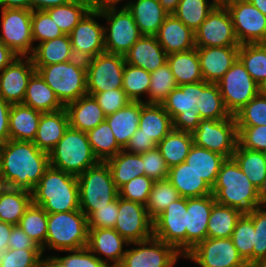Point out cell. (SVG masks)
I'll return each mask as SVG.
<instances>
[{"mask_svg": "<svg viewBox=\"0 0 266 267\" xmlns=\"http://www.w3.org/2000/svg\"><path fill=\"white\" fill-rule=\"evenodd\" d=\"M49 167V153L32 141L8 140L0 145V181L6 187L31 192Z\"/></svg>", "mask_w": 266, "mask_h": 267, "instance_id": "obj_1", "label": "cell"}, {"mask_svg": "<svg viewBox=\"0 0 266 267\" xmlns=\"http://www.w3.org/2000/svg\"><path fill=\"white\" fill-rule=\"evenodd\" d=\"M31 194L32 203L41 206L47 213L80 210L78 177L51 166Z\"/></svg>", "mask_w": 266, "mask_h": 267, "instance_id": "obj_2", "label": "cell"}, {"mask_svg": "<svg viewBox=\"0 0 266 267\" xmlns=\"http://www.w3.org/2000/svg\"><path fill=\"white\" fill-rule=\"evenodd\" d=\"M212 195L217 203L239 209L242 213L261 206L259 190L233 158H227L222 163L212 187Z\"/></svg>", "mask_w": 266, "mask_h": 267, "instance_id": "obj_3", "label": "cell"}, {"mask_svg": "<svg viewBox=\"0 0 266 267\" xmlns=\"http://www.w3.org/2000/svg\"><path fill=\"white\" fill-rule=\"evenodd\" d=\"M65 107L87 94L86 62L75 58L48 66H34Z\"/></svg>", "mask_w": 266, "mask_h": 267, "instance_id": "obj_4", "label": "cell"}, {"mask_svg": "<svg viewBox=\"0 0 266 267\" xmlns=\"http://www.w3.org/2000/svg\"><path fill=\"white\" fill-rule=\"evenodd\" d=\"M88 232L87 217L81 210L48 213L44 252L46 247L59 252L87 247Z\"/></svg>", "mask_w": 266, "mask_h": 267, "instance_id": "obj_5", "label": "cell"}, {"mask_svg": "<svg viewBox=\"0 0 266 267\" xmlns=\"http://www.w3.org/2000/svg\"><path fill=\"white\" fill-rule=\"evenodd\" d=\"M49 160L51 167L76 176L99 162L93 154L87 133L71 127L49 152Z\"/></svg>", "mask_w": 266, "mask_h": 267, "instance_id": "obj_6", "label": "cell"}, {"mask_svg": "<svg viewBox=\"0 0 266 267\" xmlns=\"http://www.w3.org/2000/svg\"><path fill=\"white\" fill-rule=\"evenodd\" d=\"M77 177L80 210L86 217L119 196L106 162L99 161Z\"/></svg>", "mask_w": 266, "mask_h": 267, "instance_id": "obj_7", "label": "cell"}, {"mask_svg": "<svg viewBox=\"0 0 266 267\" xmlns=\"http://www.w3.org/2000/svg\"><path fill=\"white\" fill-rule=\"evenodd\" d=\"M101 17L108 22L104 27L105 52L125 56L142 36L132 13L126 7L107 8Z\"/></svg>", "mask_w": 266, "mask_h": 267, "instance_id": "obj_8", "label": "cell"}, {"mask_svg": "<svg viewBox=\"0 0 266 267\" xmlns=\"http://www.w3.org/2000/svg\"><path fill=\"white\" fill-rule=\"evenodd\" d=\"M199 82L177 86L161 104L173 121V129L193 133L202 120L198 109Z\"/></svg>", "mask_w": 266, "mask_h": 267, "instance_id": "obj_9", "label": "cell"}, {"mask_svg": "<svg viewBox=\"0 0 266 267\" xmlns=\"http://www.w3.org/2000/svg\"><path fill=\"white\" fill-rule=\"evenodd\" d=\"M194 144L223 155L226 159L232 155L238 144V130L232 115L223 120H201L192 133Z\"/></svg>", "mask_w": 266, "mask_h": 267, "instance_id": "obj_10", "label": "cell"}, {"mask_svg": "<svg viewBox=\"0 0 266 267\" xmlns=\"http://www.w3.org/2000/svg\"><path fill=\"white\" fill-rule=\"evenodd\" d=\"M0 41L18 56H30L34 50L31 20L28 9L0 8Z\"/></svg>", "mask_w": 266, "mask_h": 267, "instance_id": "obj_11", "label": "cell"}, {"mask_svg": "<svg viewBox=\"0 0 266 267\" xmlns=\"http://www.w3.org/2000/svg\"><path fill=\"white\" fill-rule=\"evenodd\" d=\"M217 85L227 110L233 116L260 93V86L239 59L217 82Z\"/></svg>", "mask_w": 266, "mask_h": 267, "instance_id": "obj_12", "label": "cell"}, {"mask_svg": "<svg viewBox=\"0 0 266 267\" xmlns=\"http://www.w3.org/2000/svg\"><path fill=\"white\" fill-rule=\"evenodd\" d=\"M236 37L241 44L266 43V16L248 0H227Z\"/></svg>", "mask_w": 266, "mask_h": 267, "instance_id": "obj_13", "label": "cell"}, {"mask_svg": "<svg viewBox=\"0 0 266 267\" xmlns=\"http://www.w3.org/2000/svg\"><path fill=\"white\" fill-rule=\"evenodd\" d=\"M85 62L87 94L122 88L124 56L103 52Z\"/></svg>", "mask_w": 266, "mask_h": 267, "instance_id": "obj_14", "label": "cell"}, {"mask_svg": "<svg viewBox=\"0 0 266 267\" xmlns=\"http://www.w3.org/2000/svg\"><path fill=\"white\" fill-rule=\"evenodd\" d=\"M129 245L135 248L126 249L118 267H174L180 257L184 258L174 246L154 236Z\"/></svg>", "mask_w": 266, "mask_h": 267, "instance_id": "obj_15", "label": "cell"}, {"mask_svg": "<svg viewBox=\"0 0 266 267\" xmlns=\"http://www.w3.org/2000/svg\"><path fill=\"white\" fill-rule=\"evenodd\" d=\"M184 258L200 267H250L231 238H206L187 252Z\"/></svg>", "mask_w": 266, "mask_h": 267, "instance_id": "obj_16", "label": "cell"}, {"mask_svg": "<svg viewBox=\"0 0 266 267\" xmlns=\"http://www.w3.org/2000/svg\"><path fill=\"white\" fill-rule=\"evenodd\" d=\"M231 16L218 4L195 31V47H239Z\"/></svg>", "mask_w": 266, "mask_h": 267, "instance_id": "obj_17", "label": "cell"}, {"mask_svg": "<svg viewBox=\"0 0 266 267\" xmlns=\"http://www.w3.org/2000/svg\"><path fill=\"white\" fill-rule=\"evenodd\" d=\"M187 198L173 201L153 220V236L174 246L183 256L186 254Z\"/></svg>", "mask_w": 266, "mask_h": 267, "instance_id": "obj_18", "label": "cell"}, {"mask_svg": "<svg viewBox=\"0 0 266 267\" xmlns=\"http://www.w3.org/2000/svg\"><path fill=\"white\" fill-rule=\"evenodd\" d=\"M101 11L90 10L69 34L74 57L87 61L105 52L104 26L95 18Z\"/></svg>", "mask_w": 266, "mask_h": 267, "instance_id": "obj_19", "label": "cell"}, {"mask_svg": "<svg viewBox=\"0 0 266 267\" xmlns=\"http://www.w3.org/2000/svg\"><path fill=\"white\" fill-rule=\"evenodd\" d=\"M114 229L129 243L153 237V220L144 204L118 196V215Z\"/></svg>", "mask_w": 266, "mask_h": 267, "instance_id": "obj_20", "label": "cell"}, {"mask_svg": "<svg viewBox=\"0 0 266 267\" xmlns=\"http://www.w3.org/2000/svg\"><path fill=\"white\" fill-rule=\"evenodd\" d=\"M35 72L30 56L16 57L0 72V97L10 104L23 103L29 79Z\"/></svg>", "mask_w": 266, "mask_h": 267, "instance_id": "obj_21", "label": "cell"}, {"mask_svg": "<svg viewBox=\"0 0 266 267\" xmlns=\"http://www.w3.org/2000/svg\"><path fill=\"white\" fill-rule=\"evenodd\" d=\"M127 245H129V242L114 228L89 229L87 248L111 267H118L121 264L126 252L124 248ZM101 255L105 256V259Z\"/></svg>", "mask_w": 266, "mask_h": 267, "instance_id": "obj_22", "label": "cell"}, {"mask_svg": "<svg viewBox=\"0 0 266 267\" xmlns=\"http://www.w3.org/2000/svg\"><path fill=\"white\" fill-rule=\"evenodd\" d=\"M215 202L212 194L187 198L186 253L207 238L209 216Z\"/></svg>", "mask_w": 266, "mask_h": 267, "instance_id": "obj_23", "label": "cell"}, {"mask_svg": "<svg viewBox=\"0 0 266 267\" xmlns=\"http://www.w3.org/2000/svg\"><path fill=\"white\" fill-rule=\"evenodd\" d=\"M204 81L217 83L238 59L239 47H196Z\"/></svg>", "mask_w": 266, "mask_h": 267, "instance_id": "obj_24", "label": "cell"}, {"mask_svg": "<svg viewBox=\"0 0 266 267\" xmlns=\"http://www.w3.org/2000/svg\"><path fill=\"white\" fill-rule=\"evenodd\" d=\"M167 54L156 36L142 35L125 54V63L154 72L167 63Z\"/></svg>", "mask_w": 266, "mask_h": 267, "instance_id": "obj_25", "label": "cell"}, {"mask_svg": "<svg viewBox=\"0 0 266 267\" xmlns=\"http://www.w3.org/2000/svg\"><path fill=\"white\" fill-rule=\"evenodd\" d=\"M155 36L167 55L195 48V32L173 14L165 18Z\"/></svg>", "mask_w": 266, "mask_h": 267, "instance_id": "obj_26", "label": "cell"}, {"mask_svg": "<svg viewBox=\"0 0 266 267\" xmlns=\"http://www.w3.org/2000/svg\"><path fill=\"white\" fill-rule=\"evenodd\" d=\"M69 127L88 132L106 120V115L94 96L86 94L65 107Z\"/></svg>", "mask_w": 266, "mask_h": 267, "instance_id": "obj_27", "label": "cell"}, {"mask_svg": "<svg viewBox=\"0 0 266 267\" xmlns=\"http://www.w3.org/2000/svg\"><path fill=\"white\" fill-rule=\"evenodd\" d=\"M69 127L66 109L41 113L37 133L33 143L42 151L49 153L63 137Z\"/></svg>", "mask_w": 266, "mask_h": 267, "instance_id": "obj_28", "label": "cell"}, {"mask_svg": "<svg viewBox=\"0 0 266 267\" xmlns=\"http://www.w3.org/2000/svg\"><path fill=\"white\" fill-rule=\"evenodd\" d=\"M132 1L129 0L120 7H126L132 13L142 35L155 36L169 14L160 5L158 0Z\"/></svg>", "mask_w": 266, "mask_h": 267, "instance_id": "obj_29", "label": "cell"}, {"mask_svg": "<svg viewBox=\"0 0 266 267\" xmlns=\"http://www.w3.org/2000/svg\"><path fill=\"white\" fill-rule=\"evenodd\" d=\"M144 102L130 101L124 108L106 116L118 145L124 149L132 135L136 132L140 122L141 107Z\"/></svg>", "mask_w": 266, "mask_h": 267, "instance_id": "obj_30", "label": "cell"}, {"mask_svg": "<svg viewBox=\"0 0 266 267\" xmlns=\"http://www.w3.org/2000/svg\"><path fill=\"white\" fill-rule=\"evenodd\" d=\"M41 113L23 103L12 104L9 115V140L33 142Z\"/></svg>", "mask_w": 266, "mask_h": 267, "instance_id": "obj_31", "label": "cell"}, {"mask_svg": "<svg viewBox=\"0 0 266 267\" xmlns=\"http://www.w3.org/2000/svg\"><path fill=\"white\" fill-rule=\"evenodd\" d=\"M168 180L177 189L180 197L193 198L212 194V188L186 162L169 168Z\"/></svg>", "mask_w": 266, "mask_h": 267, "instance_id": "obj_32", "label": "cell"}, {"mask_svg": "<svg viewBox=\"0 0 266 267\" xmlns=\"http://www.w3.org/2000/svg\"><path fill=\"white\" fill-rule=\"evenodd\" d=\"M138 128L140 133L151 137L158 144L173 130V121L162 105L145 103L141 107Z\"/></svg>", "mask_w": 266, "mask_h": 267, "instance_id": "obj_33", "label": "cell"}, {"mask_svg": "<svg viewBox=\"0 0 266 267\" xmlns=\"http://www.w3.org/2000/svg\"><path fill=\"white\" fill-rule=\"evenodd\" d=\"M30 57L34 66H48L75 59L70 37L66 34L34 45Z\"/></svg>", "mask_w": 266, "mask_h": 267, "instance_id": "obj_34", "label": "cell"}, {"mask_svg": "<svg viewBox=\"0 0 266 267\" xmlns=\"http://www.w3.org/2000/svg\"><path fill=\"white\" fill-rule=\"evenodd\" d=\"M23 104L42 113L56 112L64 108L52 88L37 72L29 79Z\"/></svg>", "mask_w": 266, "mask_h": 267, "instance_id": "obj_35", "label": "cell"}, {"mask_svg": "<svg viewBox=\"0 0 266 267\" xmlns=\"http://www.w3.org/2000/svg\"><path fill=\"white\" fill-rule=\"evenodd\" d=\"M167 63L178 86L203 81L197 48L167 56Z\"/></svg>", "mask_w": 266, "mask_h": 267, "instance_id": "obj_36", "label": "cell"}, {"mask_svg": "<svg viewBox=\"0 0 266 267\" xmlns=\"http://www.w3.org/2000/svg\"><path fill=\"white\" fill-rule=\"evenodd\" d=\"M105 162L108 164L112 180L118 190L130 180L145 175L141 154L129 153L122 149Z\"/></svg>", "mask_w": 266, "mask_h": 267, "instance_id": "obj_37", "label": "cell"}, {"mask_svg": "<svg viewBox=\"0 0 266 267\" xmlns=\"http://www.w3.org/2000/svg\"><path fill=\"white\" fill-rule=\"evenodd\" d=\"M225 160L223 155L193 144L185 162L212 188Z\"/></svg>", "mask_w": 266, "mask_h": 267, "instance_id": "obj_38", "label": "cell"}, {"mask_svg": "<svg viewBox=\"0 0 266 267\" xmlns=\"http://www.w3.org/2000/svg\"><path fill=\"white\" fill-rule=\"evenodd\" d=\"M31 203L30 191L4 186L0 191V221L18 225Z\"/></svg>", "mask_w": 266, "mask_h": 267, "instance_id": "obj_39", "label": "cell"}, {"mask_svg": "<svg viewBox=\"0 0 266 267\" xmlns=\"http://www.w3.org/2000/svg\"><path fill=\"white\" fill-rule=\"evenodd\" d=\"M193 144L194 140L191 133L173 129L157 144V148L167 166L171 168L185 162Z\"/></svg>", "mask_w": 266, "mask_h": 267, "instance_id": "obj_40", "label": "cell"}, {"mask_svg": "<svg viewBox=\"0 0 266 267\" xmlns=\"http://www.w3.org/2000/svg\"><path fill=\"white\" fill-rule=\"evenodd\" d=\"M198 109L202 120H223L232 115L227 110L217 83L199 82Z\"/></svg>", "mask_w": 266, "mask_h": 267, "instance_id": "obj_41", "label": "cell"}, {"mask_svg": "<svg viewBox=\"0 0 266 267\" xmlns=\"http://www.w3.org/2000/svg\"><path fill=\"white\" fill-rule=\"evenodd\" d=\"M242 214L239 209L215 202L209 216L207 238H231Z\"/></svg>", "mask_w": 266, "mask_h": 267, "instance_id": "obj_42", "label": "cell"}, {"mask_svg": "<svg viewBox=\"0 0 266 267\" xmlns=\"http://www.w3.org/2000/svg\"><path fill=\"white\" fill-rule=\"evenodd\" d=\"M91 10L88 0H72L67 4L47 9L63 34L69 35L80 20Z\"/></svg>", "mask_w": 266, "mask_h": 267, "instance_id": "obj_43", "label": "cell"}, {"mask_svg": "<svg viewBox=\"0 0 266 267\" xmlns=\"http://www.w3.org/2000/svg\"><path fill=\"white\" fill-rule=\"evenodd\" d=\"M232 158L250 182L259 190L266 179V165L262 152L242 148L237 144Z\"/></svg>", "mask_w": 266, "mask_h": 267, "instance_id": "obj_44", "label": "cell"}, {"mask_svg": "<svg viewBox=\"0 0 266 267\" xmlns=\"http://www.w3.org/2000/svg\"><path fill=\"white\" fill-rule=\"evenodd\" d=\"M238 59L261 87L266 82V43L241 44Z\"/></svg>", "mask_w": 266, "mask_h": 267, "instance_id": "obj_45", "label": "cell"}, {"mask_svg": "<svg viewBox=\"0 0 266 267\" xmlns=\"http://www.w3.org/2000/svg\"><path fill=\"white\" fill-rule=\"evenodd\" d=\"M87 135L93 154L101 162L107 161L122 150L106 120L89 130Z\"/></svg>", "mask_w": 266, "mask_h": 267, "instance_id": "obj_46", "label": "cell"}, {"mask_svg": "<svg viewBox=\"0 0 266 267\" xmlns=\"http://www.w3.org/2000/svg\"><path fill=\"white\" fill-rule=\"evenodd\" d=\"M218 4L216 0H180L173 15L195 32Z\"/></svg>", "mask_w": 266, "mask_h": 267, "instance_id": "obj_47", "label": "cell"}, {"mask_svg": "<svg viewBox=\"0 0 266 267\" xmlns=\"http://www.w3.org/2000/svg\"><path fill=\"white\" fill-rule=\"evenodd\" d=\"M48 213L38 205L31 203L21 217L19 226L41 248L44 254V244L47 237Z\"/></svg>", "mask_w": 266, "mask_h": 267, "instance_id": "obj_48", "label": "cell"}, {"mask_svg": "<svg viewBox=\"0 0 266 267\" xmlns=\"http://www.w3.org/2000/svg\"><path fill=\"white\" fill-rule=\"evenodd\" d=\"M150 74L147 100L144 103L161 105L178 85L168 63Z\"/></svg>", "mask_w": 266, "mask_h": 267, "instance_id": "obj_49", "label": "cell"}, {"mask_svg": "<svg viewBox=\"0 0 266 267\" xmlns=\"http://www.w3.org/2000/svg\"><path fill=\"white\" fill-rule=\"evenodd\" d=\"M179 198L180 195L177 189L168 179L154 181L145 205L149 217L154 220L165 208Z\"/></svg>", "mask_w": 266, "mask_h": 267, "instance_id": "obj_50", "label": "cell"}, {"mask_svg": "<svg viewBox=\"0 0 266 267\" xmlns=\"http://www.w3.org/2000/svg\"><path fill=\"white\" fill-rule=\"evenodd\" d=\"M150 78V72L125 63L122 89L125 91V94L130 101H145L140 96L148 95Z\"/></svg>", "mask_w": 266, "mask_h": 267, "instance_id": "obj_51", "label": "cell"}, {"mask_svg": "<svg viewBox=\"0 0 266 267\" xmlns=\"http://www.w3.org/2000/svg\"><path fill=\"white\" fill-rule=\"evenodd\" d=\"M254 233L253 219L247 213H243L236 222L231 239L250 267L253 265Z\"/></svg>", "mask_w": 266, "mask_h": 267, "instance_id": "obj_52", "label": "cell"}, {"mask_svg": "<svg viewBox=\"0 0 266 267\" xmlns=\"http://www.w3.org/2000/svg\"><path fill=\"white\" fill-rule=\"evenodd\" d=\"M237 127L266 125V97L260 92L235 115Z\"/></svg>", "mask_w": 266, "mask_h": 267, "instance_id": "obj_53", "label": "cell"}, {"mask_svg": "<svg viewBox=\"0 0 266 267\" xmlns=\"http://www.w3.org/2000/svg\"><path fill=\"white\" fill-rule=\"evenodd\" d=\"M31 29L33 43H42L64 35L46 10L32 11Z\"/></svg>", "mask_w": 266, "mask_h": 267, "instance_id": "obj_54", "label": "cell"}, {"mask_svg": "<svg viewBox=\"0 0 266 267\" xmlns=\"http://www.w3.org/2000/svg\"><path fill=\"white\" fill-rule=\"evenodd\" d=\"M254 224L253 264L266 261V207L260 206L247 213Z\"/></svg>", "mask_w": 266, "mask_h": 267, "instance_id": "obj_55", "label": "cell"}, {"mask_svg": "<svg viewBox=\"0 0 266 267\" xmlns=\"http://www.w3.org/2000/svg\"><path fill=\"white\" fill-rule=\"evenodd\" d=\"M42 250L7 249L0 253V267H38Z\"/></svg>", "mask_w": 266, "mask_h": 267, "instance_id": "obj_56", "label": "cell"}, {"mask_svg": "<svg viewBox=\"0 0 266 267\" xmlns=\"http://www.w3.org/2000/svg\"><path fill=\"white\" fill-rule=\"evenodd\" d=\"M153 182L152 179L145 175L138 176L118 190L119 197L146 205Z\"/></svg>", "mask_w": 266, "mask_h": 267, "instance_id": "obj_57", "label": "cell"}, {"mask_svg": "<svg viewBox=\"0 0 266 267\" xmlns=\"http://www.w3.org/2000/svg\"><path fill=\"white\" fill-rule=\"evenodd\" d=\"M141 157L146 177L153 181L168 179L169 167L157 147L142 153Z\"/></svg>", "mask_w": 266, "mask_h": 267, "instance_id": "obj_58", "label": "cell"}, {"mask_svg": "<svg viewBox=\"0 0 266 267\" xmlns=\"http://www.w3.org/2000/svg\"><path fill=\"white\" fill-rule=\"evenodd\" d=\"M238 144L242 148L263 151L266 150V125L256 127H237Z\"/></svg>", "mask_w": 266, "mask_h": 267, "instance_id": "obj_59", "label": "cell"}, {"mask_svg": "<svg viewBox=\"0 0 266 267\" xmlns=\"http://www.w3.org/2000/svg\"><path fill=\"white\" fill-rule=\"evenodd\" d=\"M117 215L118 197L106 206L93 211L87 217L88 229L114 228L117 221Z\"/></svg>", "mask_w": 266, "mask_h": 267, "instance_id": "obj_60", "label": "cell"}, {"mask_svg": "<svg viewBox=\"0 0 266 267\" xmlns=\"http://www.w3.org/2000/svg\"><path fill=\"white\" fill-rule=\"evenodd\" d=\"M93 96L106 116L124 108L130 102L122 88L95 93Z\"/></svg>", "mask_w": 266, "mask_h": 267, "instance_id": "obj_61", "label": "cell"}, {"mask_svg": "<svg viewBox=\"0 0 266 267\" xmlns=\"http://www.w3.org/2000/svg\"><path fill=\"white\" fill-rule=\"evenodd\" d=\"M61 252L70 253L59 257L68 267H111L95 256L87 247Z\"/></svg>", "mask_w": 266, "mask_h": 267, "instance_id": "obj_62", "label": "cell"}, {"mask_svg": "<svg viewBox=\"0 0 266 267\" xmlns=\"http://www.w3.org/2000/svg\"><path fill=\"white\" fill-rule=\"evenodd\" d=\"M8 249L41 250L19 225H14L12 228L8 241Z\"/></svg>", "mask_w": 266, "mask_h": 267, "instance_id": "obj_63", "label": "cell"}, {"mask_svg": "<svg viewBox=\"0 0 266 267\" xmlns=\"http://www.w3.org/2000/svg\"><path fill=\"white\" fill-rule=\"evenodd\" d=\"M155 147H157V144L154 140L140 133V129L138 128L130 138L124 150L129 153L142 154Z\"/></svg>", "mask_w": 266, "mask_h": 267, "instance_id": "obj_64", "label": "cell"}, {"mask_svg": "<svg viewBox=\"0 0 266 267\" xmlns=\"http://www.w3.org/2000/svg\"><path fill=\"white\" fill-rule=\"evenodd\" d=\"M12 104L0 97V143L9 140V115Z\"/></svg>", "mask_w": 266, "mask_h": 267, "instance_id": "obj_65", "label": "cell"}, {"mask_svg": "<svg viewBox=\"0 0 266 267\" xmlns=\"http://www.w3.org/2000/svg\"><path fill=\"white\" fill-rule=\"evenodd\" d=\"M16 57H18V55L0 41V72Z\"/></svg>", "mask_w": 266, "mask_h": 267, "instance_id": "obj_66", "label": "cell"}, {"mask_svg": "<svg viewBox=\"0 0 266 267\" xmlns=\"http://www.w3.org/2000/svg\"><path fill=\"white\" fill-rule=\"evenodd\" d=\"M72 0H32V11L47 10L52 7L67 4Z\"/></svg>", "mask_w": 266, "mask_h": 267, "instance_id": "obj_67", "label": "cell"}, {"mask_svg": "<svg viewBox=\"0 0 266 267\" xmlns=\"http://www.w3.org/2000/svg\"><path fill=\"white\" fill-rule=\"evenodd\" d=\"M14 225L0 221V253L8 249L9 236Z\"/></svg>", "mask_w": 266, "mask_h": 267, "instance_id": "obj_68", "label": "cell"}, {"mask_svg": "<svg viewBox=\"0 0 266 267\" xmlns=\"http://www.w3.org/2000/svg\"><path fill=\"white\" fill-rule=\"evenodd\" d=\"M0 8L28 9L32 11V0H0Z\"/></svg>", "mask_w": 266, "mask_h": 267, "instance_id": "obj_69", "label": "cell"}, {"mask_svg": "<svg viewBox=\"0 0 266 267\" xmlns=\"http://www.w3.org/2000/svg\"><path fill=\"white\" fill-rule=\"evenodd\" d=\"M92 10L102 11L107 8H116L124 0H88Z\"/></svg>", "mask_w": 266, "mask_h": 267, "instance_id": "obj_70", "label": "cell"}, {"mask_svg": "<svg viewBox=\"0 0 266 267\" xmlns=\"http://www.w3.org/2000/svg\"><path fill=\"white\" fill-rule=\"evenodd\" d=\"M38 267H68L64 264V262L59 258V255L57 256H46L43 257V253L39 260Z\"/></svg>", "mask_w": 266, "mask_h": 267, "instance_id": "obj_71", "label": "cell"}, {"mask_svg": "<svg viewBox=\"0 0 266 267\" xmlns=\"http://www.w3.org/2000/svg\"><path fill=\"white\" fill-rule=\"evenodd\" d=\"M158 2L168 14H173L180 0H158Z\"/></svg>", "mask_w": 266, "mask_h": 267, "instance_id": "obj_72", "label": "cell"}, {"mask_svg": "<svg viewBox=\"0 0 266 267\" xmlns=\"http://www.w3.org/2000/svg\"><path fill=\"white\" fill-rule=\"evenodd\" d=\"M266 16V0H248Z\"/></svg>", "mask_w": 266, "mask_h": 267, "instance_id": "obj_73", "label": "cell"}, {"mask_svg": "<svg viewBox=\"0 0 266 267\" xmlns=\"http://www.w3.org/2000/svg\"><path fill=\"white\" fill-rule=\"evenodd\" d=\"M259 201L261 206H266V179L264 180L263 185L259 189Z\"/></svg>", "mask_w": 266, "mask_h": 267, "instance_id": "obj_74", "label": "cell"}, {"mask_svg": "<svg viewBox=\"0 0 266 267\" xmlns=\"http://www.w3.org/2000/svg\"><path fill=\"white\" fill-rule=\"evenodd\" d=\"M251 267H266V261L255 263Z\"/></svg>", "mask_w": 266, "mask_h": 267, "instance_id": "obj_75", "label": "cell"}, {"mask_svg": "<svg viewBox=\"0 0 266 267\" xmlns=\"http://www.w3.org/2000/svg\"><path fill=\"white\" fill-rule=\"evenodd\" d=\"M260 92L266 97V82L260 87Z\"/></svg>", "mask_w": 266, "mask_h": 267, "instance_id": "obj_76", "label": "cell"}, {"mask_svg": "<svg viewBox=\"0 0 266 267\" xmlns=\"http://www.w3.org/2000/svg\"><path fill=\"white\" fill-rule=\"evenodd\" d=\"M261 152H262V155H263V158H264V163L266 165V150H263Z\"/></svg>", "mask_w": 266, "mask_h": 267, "instance_id": "obj_77", "label": "cell"}, {"mask_svg": "<svg viewBox=\"0 0 266 267\" xmlns=\"http://www.w3.org/2000/svg\"><path fill=\"white\" fill-rule=\"evenodd\" d=\"M219 4H222L223 2L227 1V0H216Z\"/></svg>", "mask_w": 266, "mask_h": 267, "instance_id": "obj_78", "label": "cell"}, {"mask_svg": "<svg viewBox=\"0 0 266 267\" xmlns=\"http://www.w3.org/2000/svg\"><path fill=\"white\" fill-rule=\"evenodd\" d=\"M4 187V185L2 184V182L0 181V191L1 189Z\"/></svg>", "mask_w": 266, "mask_h": 267, "instance_id": "obj_79", "label": "cell"}]
</instances>
